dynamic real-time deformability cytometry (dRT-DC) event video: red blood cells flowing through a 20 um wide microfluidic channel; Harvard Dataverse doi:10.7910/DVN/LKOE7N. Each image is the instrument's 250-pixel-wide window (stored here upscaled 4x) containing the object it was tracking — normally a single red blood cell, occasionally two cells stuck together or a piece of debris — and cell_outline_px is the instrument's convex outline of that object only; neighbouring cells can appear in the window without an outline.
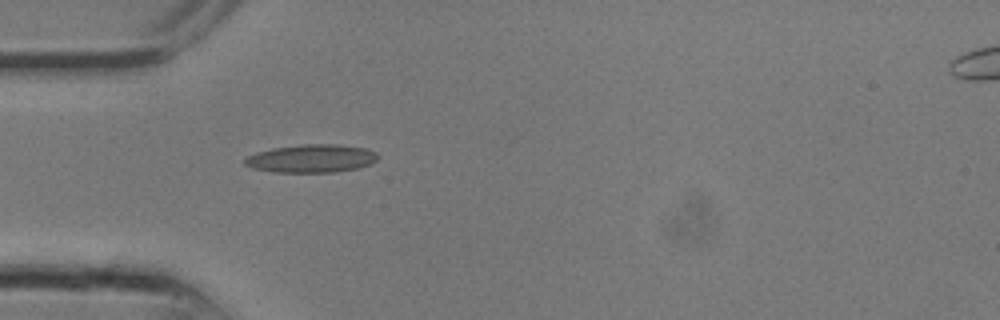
{"species": "common noctule bat (a hibernating species)", "species_latin": "Nyctalus noctula", "temperature_condition": "room temperature", "stored_images_in_passage": 1, "camera_frame_rate_fps": 3000, "um_per_image_px": 0.085, "animal": {"sex": "male", "body_mass_g": 13.3}, "frame": {"image": 1, "passage_image": 1, "time_ms": 0.0, "image_size_px": [1000, 320], "cell_outline_px": [[376, 160], [372, 164], [360, 168], [336, 172], [272, 172], [252, 168], [244, 164], [244, 160], [248, 156], [256, 152], [272, 148], [300, 144], [336, 144], [368, 148], [376, 152]], "centroid_in_image_um": [26.48, 13.47], "position_along_channel_um": 58.5, "area_um2": 22.02}}